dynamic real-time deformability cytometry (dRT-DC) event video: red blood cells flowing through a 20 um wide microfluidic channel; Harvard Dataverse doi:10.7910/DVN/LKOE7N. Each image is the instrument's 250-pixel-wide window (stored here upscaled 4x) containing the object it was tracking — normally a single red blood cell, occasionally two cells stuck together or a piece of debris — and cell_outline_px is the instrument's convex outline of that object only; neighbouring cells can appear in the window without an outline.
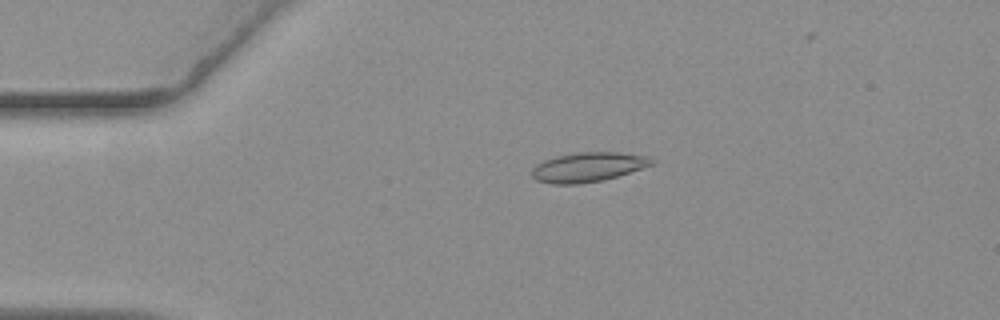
{"species": "common noctule bat (a hibernating species)", "species_latin": "Nyctalus noctula", "temperature_condition": "warm", "stored_images_in_passage": 35, "camera_frame_rate_fps": 3000, "um_per_image_px": 0.085, "animal": {"sex": "female", "body_mass_g": 19.3, "forearm_length_mm": 54.1}, "frame": {"image": 1, "passage_image": 12, "time_ms": 3.667, "image_size_px": [1000, 320], "cell_outline_px": [[656, 164], [604, 180], [576, 184], [552, 184], [536, 180], [532, 176], [532, 168], [536, 164], [544, 160], [556, 156], [576, 152], [620, 152], [648, 156], [656, 160]], "centroid_in_image_um": [50.01, 14.19], "position_along_channel_um": 35.0, "area_um2": 20.81}}
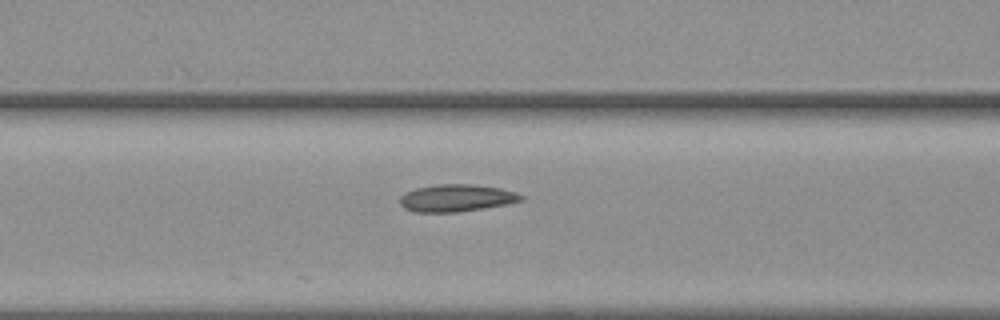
{"frame": {"image": 2, "passage_image": 23, "time_ms": 7.333, "image_size_px": [1000, 320], "cell_outline_px": [[524, 200], [508, 204], [484, 208], [456, 212], [412, 212], [404, 208], [400, 204], [400, 196], [404, 192], [416, 188], [436, 184], [472, 184], [500, 188], [524, 196]], "centroid_in_image_um": [38.76, 16.83], "position_along_channel_um": 127.8, "area_um2": 19.31}}
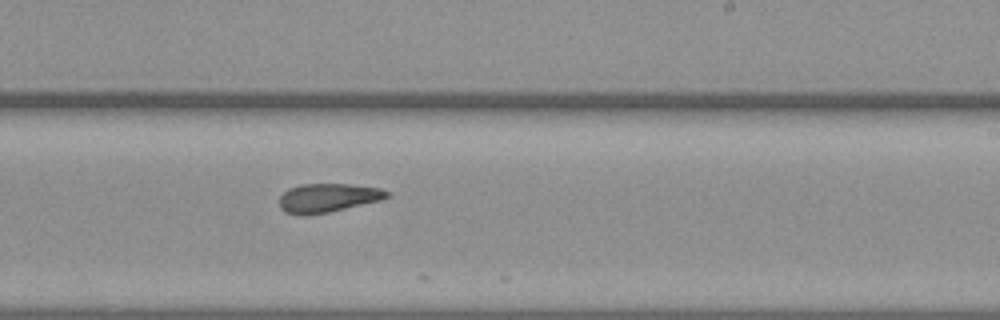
{"frame": {"image": 3, "passage_image": 34, "time_ms": 11.0, "image_size_px": [1000, 320], "cell_outline_px": [[392, 196], [380, 200], [328, 212], [284, 212], [280, 208], [280, 196], [288, 188], [300, 184], [348, 184], [380, 188], [392, 192]], "centroid_in_image_um": [27.94, 16.76], "position_along_channel_um": 261.1, "area_um2": 17.51}}